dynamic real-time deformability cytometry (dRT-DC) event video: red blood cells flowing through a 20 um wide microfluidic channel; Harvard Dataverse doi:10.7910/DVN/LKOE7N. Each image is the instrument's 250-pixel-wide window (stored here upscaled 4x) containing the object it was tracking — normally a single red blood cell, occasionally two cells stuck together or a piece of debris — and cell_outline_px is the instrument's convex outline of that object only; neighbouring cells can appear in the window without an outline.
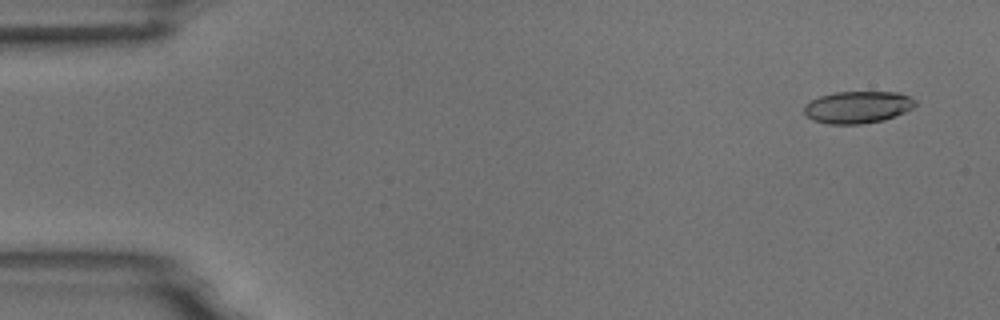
{"species": "common noctule bat (a hibernating species)", "species_latin": "Nyctalus noctula", "temperature_condition": "room temperature", "stored_images_in_passage": 7, "camera_frame_rate_fps": 3000, "um_per_image_px": 0.085, "animal": {"sex": "male", "body_mass_g": 18.8}, "frame": {"image": 1, "passage_image": 1, "time_ms": 0.0, "image_size_px": [1000, 320], "cell_outline_px": [[916, 104], [912, 108], [904, 112], [884, 120], [860, 124], [828, 124], [812, 120], [804, 112], [804, 104], [820, 96], [836, 92], [900, 92], [916, 100]], "centroid_in_image_um": [72.9, 9.11], "position_along_channel_um": 12.1, "area_um2": 20.75}}
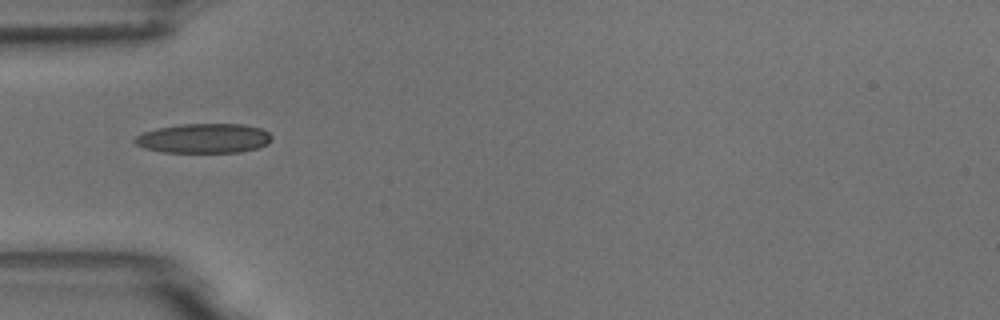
{"frame": {"image": 2, "passage_image": 5, "time_ms": 4.667, "image_size_px": [1000, 320], "cell_outline_px": [[272, 140], [268, 144], [256, 148], [240, 152], [160, 152], [144, 148], [136, 144], [132, 140], [136, 136], [144, 132], [156, 128], [180, 124], [244, 124], [260, 128], [268, 132], [272, 136]], "centroid_in_image_um": [17.32, 11.75], "position_along_channel_um": 67.7, "area_um2": 23.7}}